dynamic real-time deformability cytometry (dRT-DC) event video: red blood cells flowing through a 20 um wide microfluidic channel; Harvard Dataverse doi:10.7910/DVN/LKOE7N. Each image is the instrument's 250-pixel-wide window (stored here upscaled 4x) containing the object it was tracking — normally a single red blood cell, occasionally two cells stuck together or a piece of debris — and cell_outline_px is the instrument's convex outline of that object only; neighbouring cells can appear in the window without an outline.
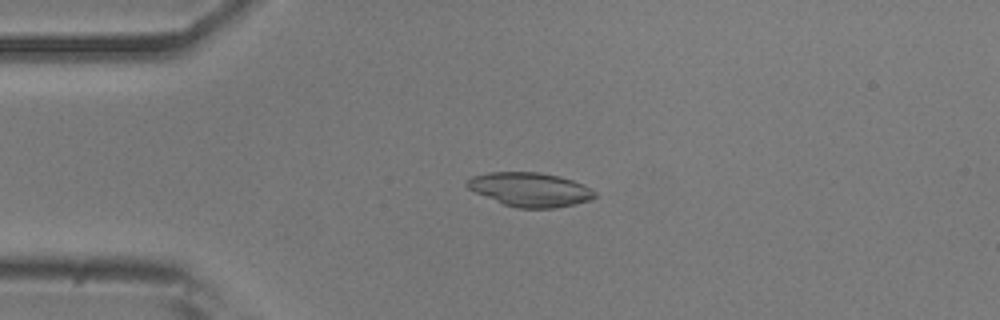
{"species": "common noctule bat (a hibernating species)", "species_latin": "Nyctalus noctula", "temperature_condition": "room temperature", "stored_images_in_passage": 53, "camera_frame_rate_fps": 3000, "um_per_image_px": 0.085, "animal": {"sex": "male", "body_mass_g": 20.5, "forearm_length_mm": 52.5}, "frame": {"image": 1, "passage_image": 13, "time_ms": 4.0, "image_size_px": [1000, 320], "cell_outline_px": [[596, 196], [592, 200], [556, 208], [516, 208], [504, 204], [476, 192], [468, 188], [464, 184], [472, 176], [488, 172], [540, 172], [560, 176], [584, 184], [596, 192]], "centroid_in_image_um": [45.09, 16.1], "position_along_channel_um": 39.9, "area_um2": 25.37}}
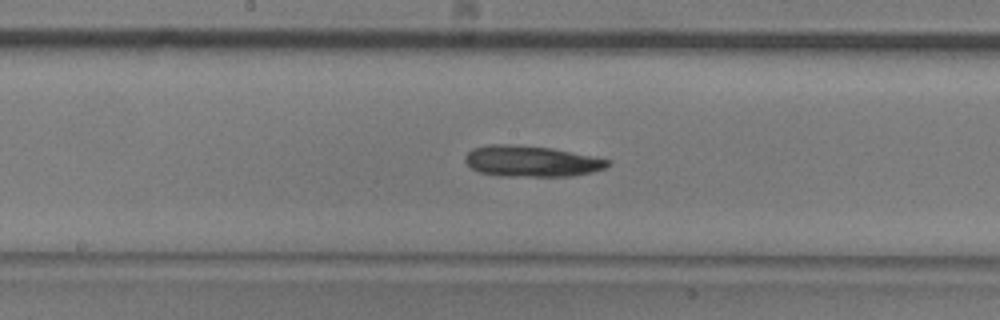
{"frame": {"image": 2, "passage_image": 28, "time_ms": 9.0, "image_size_px": [1000, 320], "cell_outline_px": [[608, 164], [604, 168], [592, 172], [572, 176], [500, 176], [480, 172], [472, 168], [464, 160], [464, 156], [472, 148], [488, 144], [508, 144], [552, 148], [608, 160]], "centroid_in_image_um": [45.09, 13.7], "position_along_channel_um": 203.1, "area_um2": 25.49}}
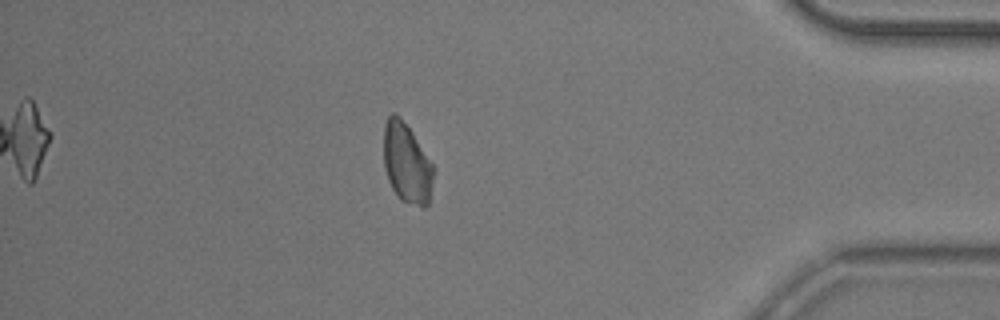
{"frame": {"image": 3, "passage_image": 47, "time_ms": 15.333, "image_size_px": [1000, 320], "cell_outline_px": [[432, 180], [428, 204], [424, 208], [400, 200], [392, 188], [388, 180], [384, 168], [384, 124], [388, 116], [392, 112], [396, 112], [400, 116], [412, 132], [432, 164]], "centroid_in_image_um": [34.53, 13.85], "position_along_channel_um": 400.7, "area_um2": 23.0}}